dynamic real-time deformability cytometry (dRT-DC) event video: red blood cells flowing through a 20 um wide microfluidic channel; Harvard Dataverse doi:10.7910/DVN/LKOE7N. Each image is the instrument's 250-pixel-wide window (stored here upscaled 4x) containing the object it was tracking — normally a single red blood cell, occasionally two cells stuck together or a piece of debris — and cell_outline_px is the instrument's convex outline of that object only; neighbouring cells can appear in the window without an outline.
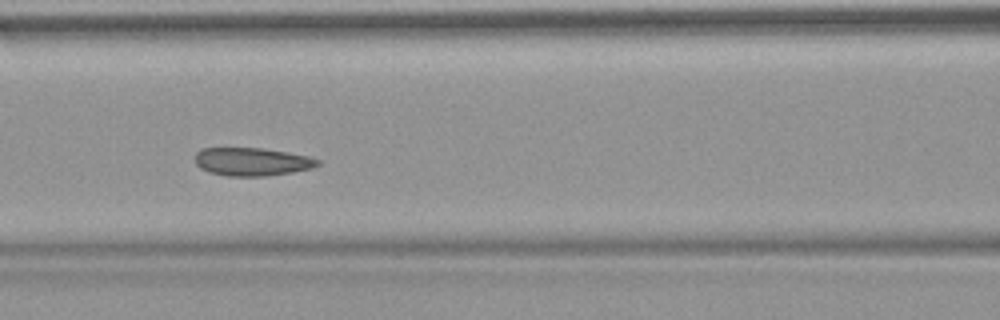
{"species": "common noctule bat (a hibernating species)", "species_latin": "Nyctalus noctula", "temperature_condition": "warm", "stored_images_in_passage": 53, "camera_frame_rate_fps": 3000, "um_per_image_px": 0.085, "animal": {"sex": "female", "body_mass_g": 18.4}, "frame": {"image": 1, "passage_image": 23, "time_ms": 7.333, "image_size_px": [1000, 320], "cell_outline_px": [[320, 164], [312, 168], [292, 172], [264, 176], [228, 176], [208, 172], [200, 168], [196, 164], [196, 152], [200, 148], [264, 148], [288, 152], [308, 156], [320, 160]], "centroid_in_image_um": [21.41, 13.74], "position_along_channel_um": 145.2, "area_um2": 20.17}, "authors_computed_cell_mechanics": {"area_um2": 21.2126, "velocity_mm_per_s": 3.7617, "shape_relaxation_time_tau1_ms": 4.5044, "shape_relaxation_time_tau2_ms": 4.6809, "deformation_change_tau1": 0.0591, "deformation_change_tau2": 0.0613}}